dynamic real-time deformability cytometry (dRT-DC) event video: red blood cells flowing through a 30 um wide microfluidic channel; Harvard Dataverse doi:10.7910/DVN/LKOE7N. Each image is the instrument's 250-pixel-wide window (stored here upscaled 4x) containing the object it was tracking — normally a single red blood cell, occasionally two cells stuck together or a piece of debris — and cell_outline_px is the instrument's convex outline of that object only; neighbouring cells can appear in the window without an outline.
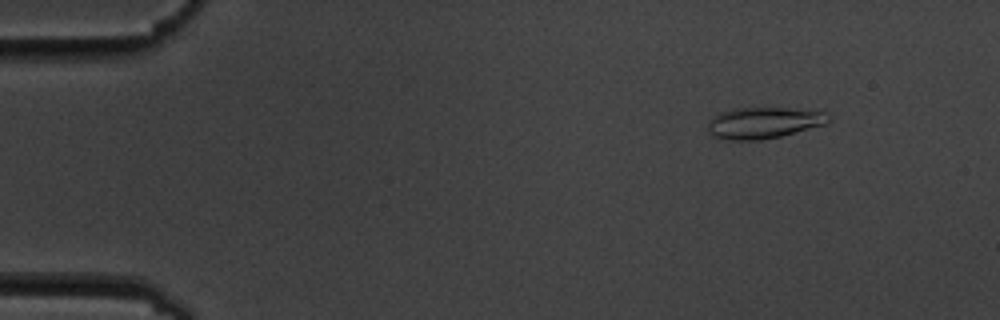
{"species": "common noctule bat (a hibernating species)", "species_latin": "Nyctalus noctula", "temperature_condition": "cold", "stored_images_in_passage": 5, "camera_frame_rate_fps": 3000, "um_per_image_px": 0.085, "animal": {"sex": "male", "body_mass_g": 19.5, "forearm_length_mm": 54.6}, "frame": {"image": 1, "passage_image": 2, "time_ms": 2.0, "image_size_px": [1000, 320], "cell_outline_px": [[832, 116], [824, 124], [780, 136], [760, 140], [728, 140], [712, 136], [708, 132], [708, 120], [712, 116], [720, 112], [732, 108], [788, 108], [824, 112]], "centroid_in_image_um": [64.83, 10.43], "position_along_channel_um": 20.2, "area_um2": 21.96}}